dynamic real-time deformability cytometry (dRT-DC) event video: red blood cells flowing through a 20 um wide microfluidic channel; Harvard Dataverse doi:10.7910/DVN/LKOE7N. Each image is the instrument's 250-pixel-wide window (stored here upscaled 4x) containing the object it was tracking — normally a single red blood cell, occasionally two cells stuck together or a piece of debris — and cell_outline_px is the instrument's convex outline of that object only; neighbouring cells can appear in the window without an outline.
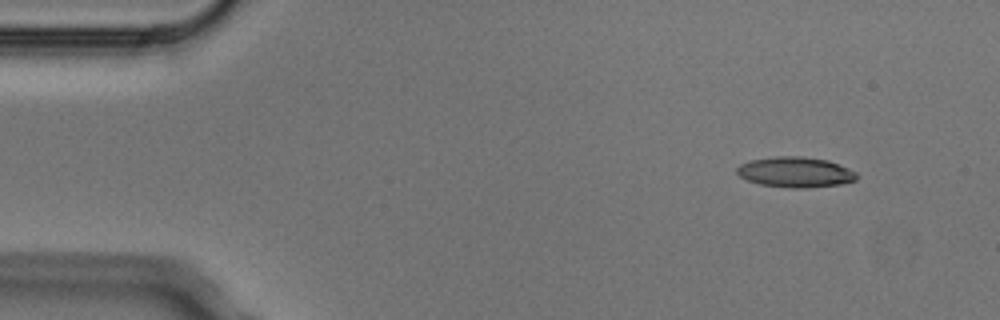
{"species": "Egyptian fruit bat (a non-hibernating species)", "species_latin": "Rousettus aegyptiacus", "temperature_condition": "cold", "stored_images_in_passage": 4, "camera_frame_rate_fps": 3000, "um_per_image_px": 0.085, "animal": {"sex": "male"}, "frame": {"image": 1, "passage_image": 2, "time_ms": 0.333, "image_size_px": [1000, 320], "cell_outline_px": [[856, 180], [844, 184], [804, 188], [788, 188], [760, 184], [748, 180], [740, 176], [736, 172], [736, 168], [740, 164], [752, 160], [776, 156], [804, 156], [828, 160], [848, 168], [856, 172]], "centroid_in_image_um": [67.62, 14.63], "position_along_channel_um": 17.4, "area_um2": 21.27}}
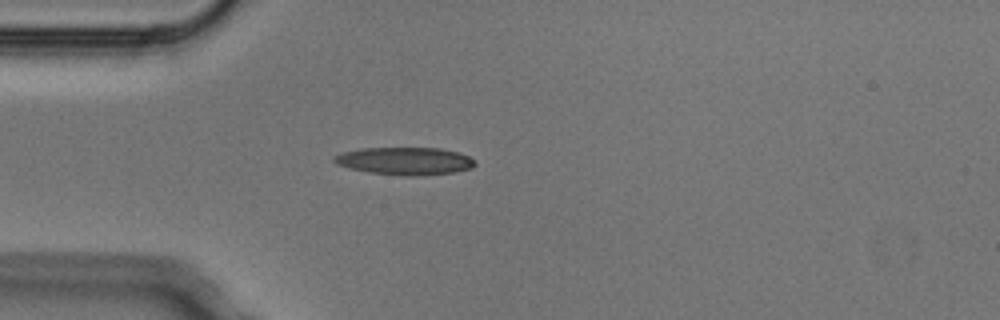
{"frame": {"image": 2, "passage_image": 4, "time_ms": 1.0, "image_size_px": [1000, 320], "cell_outline_px": [[476, 164], [472, 168], [452, 172], [416, 176], [404, 176], [368, 172], [336, 164], [332, 160], [332, 156], [340, 152], [360, 148], [440, 148], [456, 152], [468, 156], [476, 160]], "centroid_in_image_um": [34.38, 13.68], "position_along_channel_um": 50.6, "area_um2": 22.72}}